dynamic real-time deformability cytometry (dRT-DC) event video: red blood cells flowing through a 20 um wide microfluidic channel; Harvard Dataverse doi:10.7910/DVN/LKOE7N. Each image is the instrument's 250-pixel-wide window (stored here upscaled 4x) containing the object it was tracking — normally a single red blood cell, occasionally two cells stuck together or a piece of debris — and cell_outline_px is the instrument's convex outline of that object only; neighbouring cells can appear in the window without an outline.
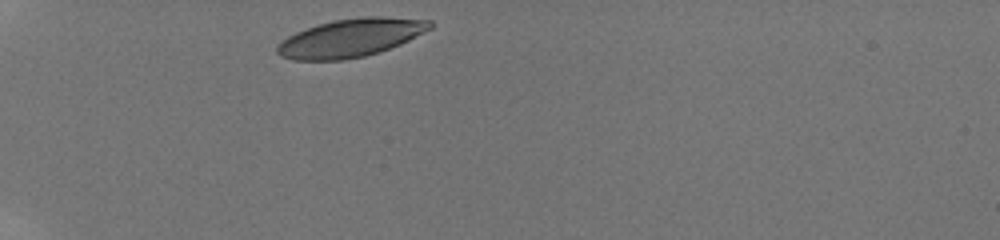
{"species": "human", "species_latin": "Homo sapiens", "temperature_condition": "room temperature", "stored_images_in_passage": 13, "camera_frame_rate_fps": 3000, "um_per_image_px": 0.085, "donor": {"sex": "male"}, "frame": {"image": 1, "passage_image": 1, "time_ms": 0.0, "image_size_px": [1000, 240], "cell_outline_px": [[432, 28], [400, 44], [364, 56], [344, 60], [292, 60], [280, 56], [276, 52], [276, 48], [280, 40], [296, 32], [332, 20], [360, 16], [384, 16], [432, 20]], "centroid_in_image_um": [29.79, 3.21], "position_along_channel_um": 55.2, "area_um2": 33.99}}
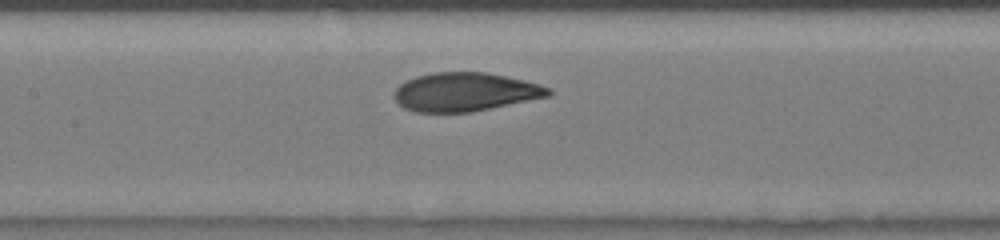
{"frame": {"image": 2, "passage_image": 6, "time_ms": 3.667, "image_size_px": [1000, 240], "cell_outline_px": [[552, 96], [472, 112], [416, 112], [404, 108], [392, 96], [392, 92], [400, 84], [416, 76], [432, 72], [488, 72], [524, 80], [540, 84], [552, 88]], "centroid_in_image_um": [39.56, 7.81], "position_along_channel_um": 167.8, "area_um2": 35.08}}
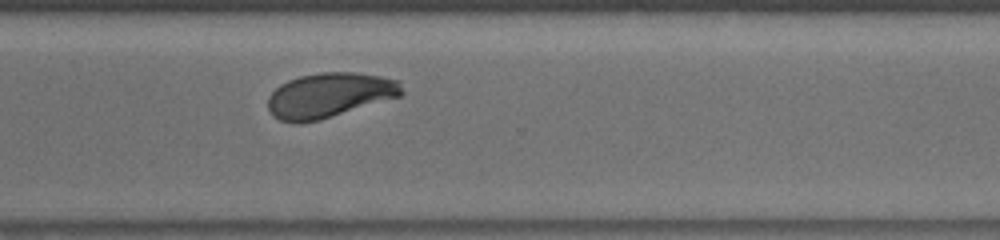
{"frame": {"image": 3, "passage_image": 13, "time_ms": 8.0, "image_size_px": [1000, 240], "cell_outline_px": [[404, 92], [400, 96], [320, 120], [296, 124], [280, 120], [272, 116], [268, 108], [268, 96], [280, 84], [288, 80], [300, 76], [320, 72], [356, 72], [380, 76], [396, 80], [400, 84]], "centroid_in_image_um": [27.96, 8.1], "position_along_channel_um": 342.6, "area_um2": 34.97}}